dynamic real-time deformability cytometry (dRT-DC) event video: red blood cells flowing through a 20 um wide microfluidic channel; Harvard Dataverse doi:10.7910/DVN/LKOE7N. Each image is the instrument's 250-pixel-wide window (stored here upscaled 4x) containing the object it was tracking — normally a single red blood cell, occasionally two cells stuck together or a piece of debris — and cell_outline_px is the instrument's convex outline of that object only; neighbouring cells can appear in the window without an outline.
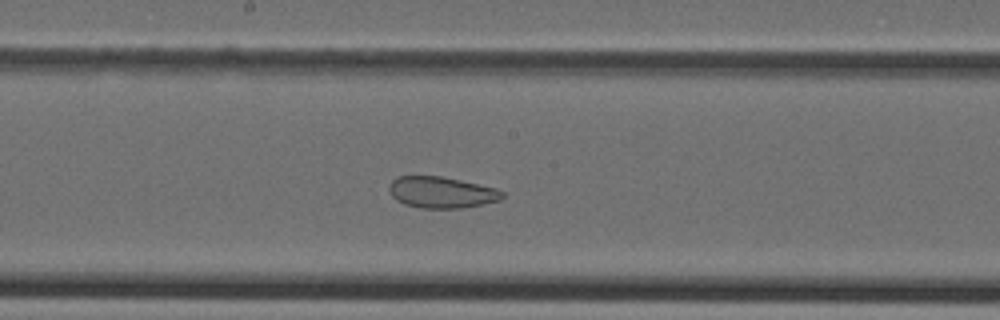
{"species": "Egyptian fruit bat (a non-hibernating species)", "species_latin": "Rousettus aegyptiacus", "temperature_condition": "cold", "stored_images_in_passage": 42, "camera_frame_rate_fps": 3000, "um_per_image_px": 0.085, "animal": {"sex": "female"}, "frame": {"image": 1, "passage_image": 21, "time_ms": 6.667, "image_size_px": [1000, 320], "cell_outline_px": [[504, 196], [500, 200], [484, 204], [464, 208], [420, 208], [404, 204], [396, 200], [392, 196], [388, 188], [392, 180], [400, 176], [440, 176], [460, 180], [496, 188], [504, 192]], "centroid_in_image_um": [37.53, 16.36], "position_along_channel_um": 210.7, "area_um2": 20.69}}
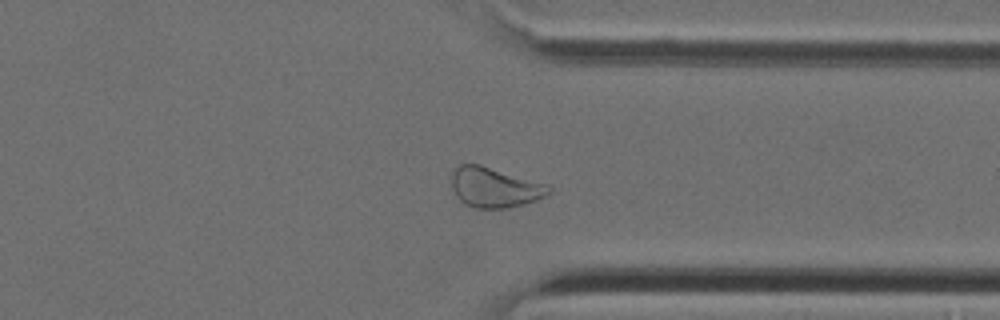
{"frame": {"image": 2, "passage_image": 32, "time_ms": 10.333, "image_size_px": [1000, 320], "cell_outline_px": [[552, 192], [536, 200], [508, 208], [476, 208], [464, 204], [456, 196], [452, 188], [452, 172], [460, 164], [480, 164], [544, 184], [552, 188]], "centroid_in_image_um": [42.01, 15.94], "position_along_channel_um": 369.4, "area_um2": 22.37}}
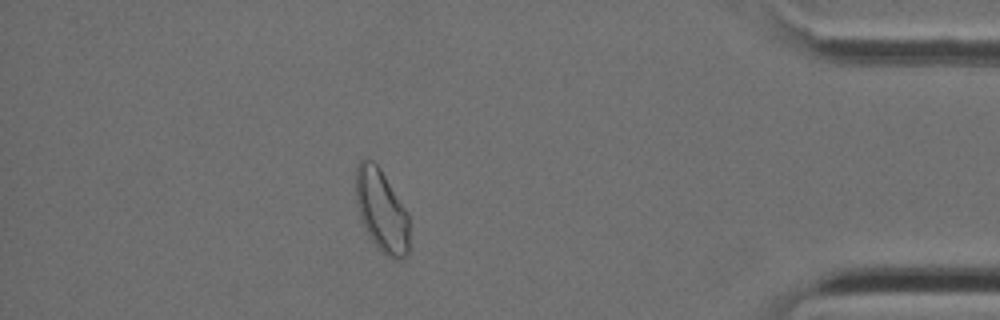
{"frame": {"image": 3, "passage_image": 37, "time_ms": 12.0, "image_size_px": [1000, 320], "cell_outline_px": [[408, 252], [400, 260], [392, 260], [372, 240], [364, 228], [356, 204], [356, 164], [360, 160], [372, 160], [380, 168], [408, 212]], "centroid_in_image_um": [32.43, 17.89], "position_along_channel_um": 402.8, "area_um2": 25.49}}